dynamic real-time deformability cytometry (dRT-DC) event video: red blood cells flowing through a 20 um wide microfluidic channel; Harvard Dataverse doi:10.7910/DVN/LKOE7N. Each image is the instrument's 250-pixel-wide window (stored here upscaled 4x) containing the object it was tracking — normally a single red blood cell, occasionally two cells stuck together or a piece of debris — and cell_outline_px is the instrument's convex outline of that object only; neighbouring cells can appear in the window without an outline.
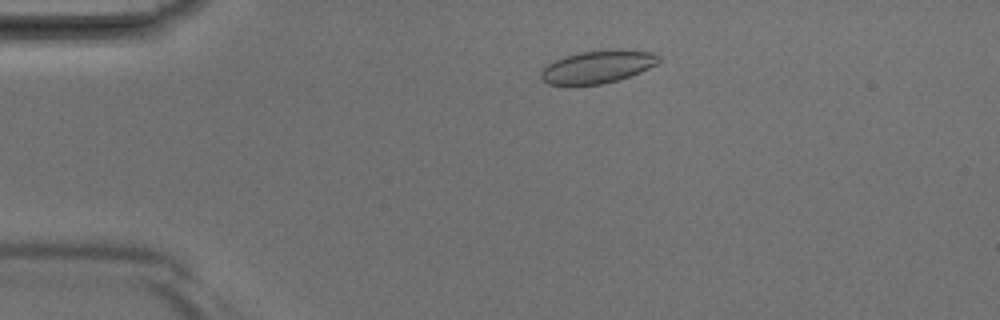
{"species": "Egyptian fruit bat (a non-hibernating species)", "species_latin": "Rousettus aegyptiacus", "temperature_condition": "room temperature", "stored_images_in_passage": 38, "camera_frame_rate_fps": 3000, "um_per_image_px": 0.085, "animal": {"sex": "male"}, "frame": {"image": 1, "passage_image": 6, "time_ms": 1.667, "image_size_px": [1000, 320], "cell_outline_px": [[660, 60], [656, 64], [640, 72], [616, 80], [600, 84], [568, 88], [548, 84], [540, 80], [540, 72], [548, 64], [564, 56], [580, 52], [652, 52], [660, 56]], "centroid_in_image_um": [50.65, 5.77], "position_along_channel_um": 34.4, "area_um2": 22.08}}
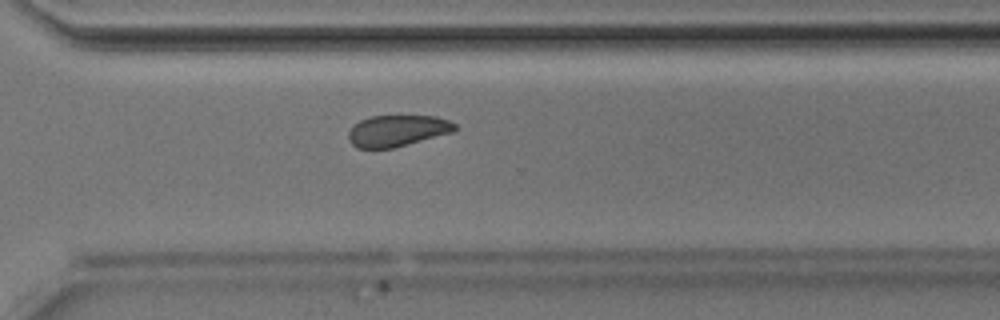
{"frame": {"image": 2, "passage_image": 27, "time_ms": 8.667, "image_size_px": [1000, 320], "cell_outline_px": [[456, 128], [452, 132], [392, 148], [356, 148], [348, 140], [348, 132], [352, 124], [360, 120], [372, 116], [436, 116], [448, 120], [456, 124]], "centroid_in_image_um": [33.72, 11.1], "position_along_channel_um": 336.9, "area_um2": 19.36}}
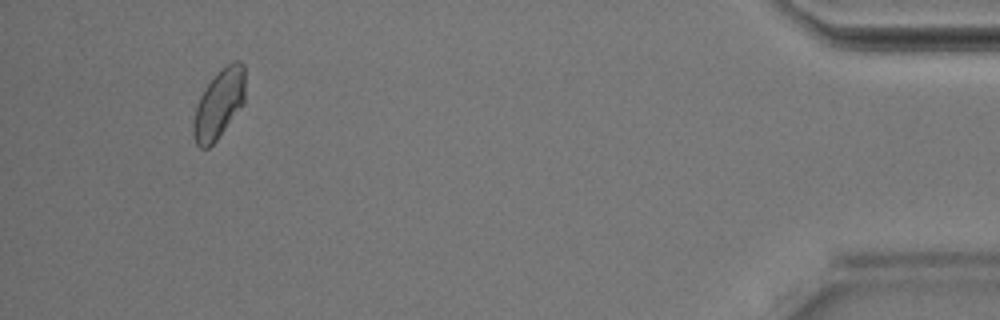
{"frame": {"image": 3, "passage_image": 36, "time_ms": 11.667, "image_size_px": [1000, 320], "cell_outline_px": [[244, 104], [216, 140], [208, 148], [200, 148], [196, 144], [192, 132], [192, 124], [196, 108], [200, 96], [204, 88], [232, 60], [240, 60], [244, 64]], "centroid_in_image_um": [18.61, 8.86], "position_along_channel_um": 416.6, "area_um2": 20.58}}